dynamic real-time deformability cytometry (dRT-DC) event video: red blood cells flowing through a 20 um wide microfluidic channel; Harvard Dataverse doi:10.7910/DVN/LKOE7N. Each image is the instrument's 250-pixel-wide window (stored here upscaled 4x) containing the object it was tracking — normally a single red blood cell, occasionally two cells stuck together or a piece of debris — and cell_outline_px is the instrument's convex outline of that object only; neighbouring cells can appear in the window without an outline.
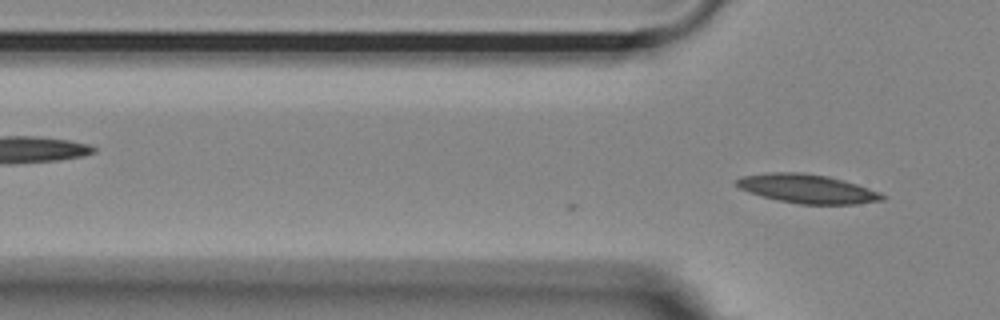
{"species": "Egyptian fruit bat (a non-hibernating species)", "species_latin": "Rousettus aegyptiacus", "temperature_condition": "room temperature", "stored_images_in_passage": 4, "camera_frame_rate_fps": 3000, "um_per_image_px": 0.085, "animal": {"sex": "female"}, "frame": {"image": 1, "passage_image": 4, "time_ms": 1.0, "image_size_px": [1000, 320], "cell_outline_px": [[888, 196], [884, 200], [856, 204], [800, 204], [776, 200], [760, 196], [748, 192], [740, 188], [736, 184], [736, 180], [744, 176], [772, 172], [804, 172], [828, 176], [844, 180], [880, 192]], "centroid_in_image_um": [68.65, 16.05], "position_along_channel_um": 57.2, "area_um2": 24.62}}